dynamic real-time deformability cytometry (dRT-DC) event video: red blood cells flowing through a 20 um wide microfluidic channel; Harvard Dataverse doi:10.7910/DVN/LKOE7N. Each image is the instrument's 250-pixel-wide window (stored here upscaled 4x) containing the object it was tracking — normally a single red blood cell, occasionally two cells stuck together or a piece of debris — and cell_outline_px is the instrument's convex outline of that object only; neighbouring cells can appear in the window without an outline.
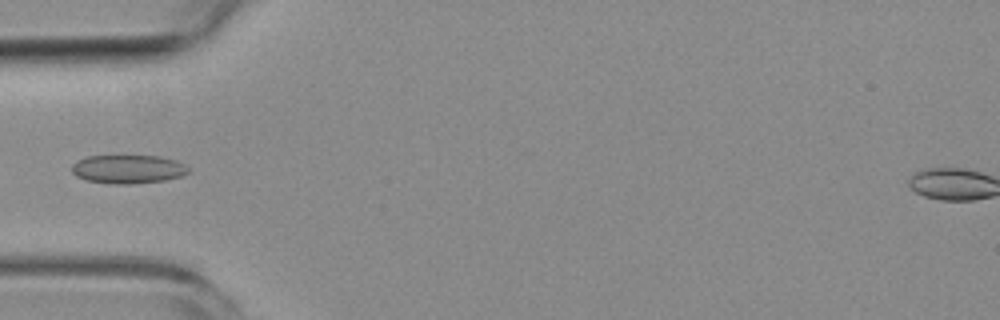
{"species": "common noctule bat (a hibernating species)", "species_latin": "Nyctalus noctula", "temperature_condition": "room temperature", "stored_images_in_passage": 5, "camera_frame_rate_fps": 3000, "um_per_image_px": 0.085, "animal": {"sex": "female", "body_mass_g": 19.3, "forearm_length_mm": 54.1}, "frame": {"image": 1, "passage_image": 4, "time_ms": 3.667, "image_size_px": [1000, 320], "cell_outline_px": [[188, 172], [184, 176], [164, 180], [128, 184], [112, 184], [84, 180], [76, 176], [72, 172], [72, 164], [76, 160], [88, 156], [160, 156], [176, 160], [184, 164], [188, 168]], "centroid_in_image_um": [10.86, 14.38], "position_along_channel_um": 74.1, "area_um2": 19.54}}
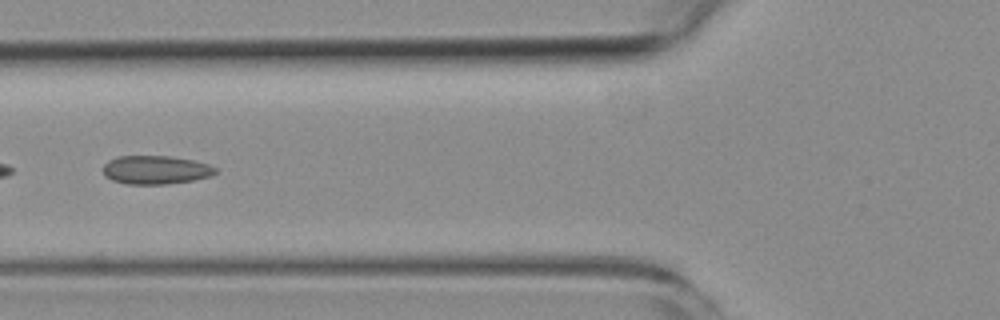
{"frame": {"image": 2, "passage_image": 5, "time_ms": 4.667, "image_size_px": [1000, 320], "cell_outline_px": [[216, 172], [212, 176], [192, 180], [164, 184], [128, 184], [112, 180], [104, 176], [104, 164], [108, 160], [116, 156], [172, 156], [196, 160], [208, 164], [216, 168]], "centroid_in_image_um": [13.23, 14.43], "position_along_channel_um": 112.6, "area_um2": 18.79}}